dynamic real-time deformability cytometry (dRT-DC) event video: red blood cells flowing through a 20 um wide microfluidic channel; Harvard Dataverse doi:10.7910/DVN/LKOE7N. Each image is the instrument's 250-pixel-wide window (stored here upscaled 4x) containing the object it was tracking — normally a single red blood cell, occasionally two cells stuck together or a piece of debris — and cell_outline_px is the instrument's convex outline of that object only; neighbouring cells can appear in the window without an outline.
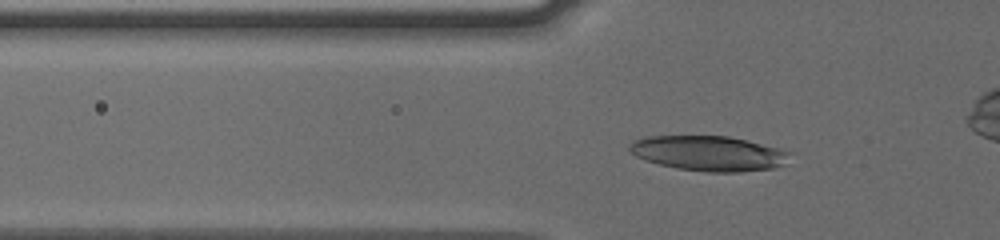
{"species": "human", "species_latin": "Homo sapiens", "temperature_condition": "cold", "stored_images_in_passage": 48, "camera_frame_rate_fps": 3000, "um_per_image_px": 0.085, "donor": {"sex": "male"}, "frame": {"image": 1, "passage_image": 17, "time_ms": 5.333, "image_size_px": [1000, 240], "cell_outline_px": [[792, 152], [784, 164], [772, 168], [740, 172], [708, 172], [680, 168], [660, 164], [644, 160], [636, 156], [628, 148], [636, 140], [648, 136], [728, 136], [780, 148]], "centroid_in_image_um": [60.28, 13.03], "position_along_channel_um": 65.5, "area_um2": 32.37}}
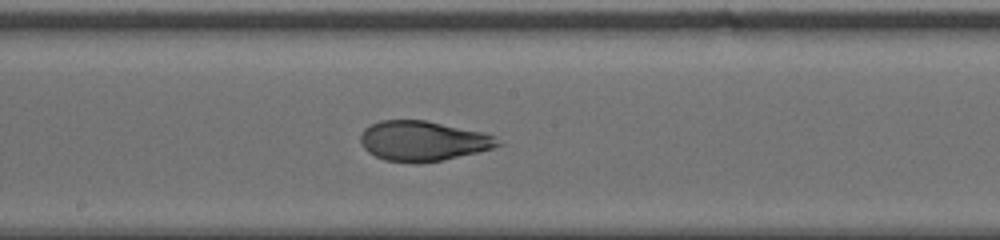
{"frame": {"image": 2, "passage_image": 29, "time_ms": 9.333, "image_size_px": [1000, 240], "cell_outline_px": [[504, 144], [492, 148], [476, 152], [440, 160], [420, 164], [416, 164], [384, 160], [368, 152], [364, 148], [360, 140], [360, 132], [364, 128], [380, 120], [424, 120], [480, 132], [492, 136]], "centroid_in_image_um": [35.88, 11.99], "position_along_channel_um": 212.3, "area_um2": 31.73}}
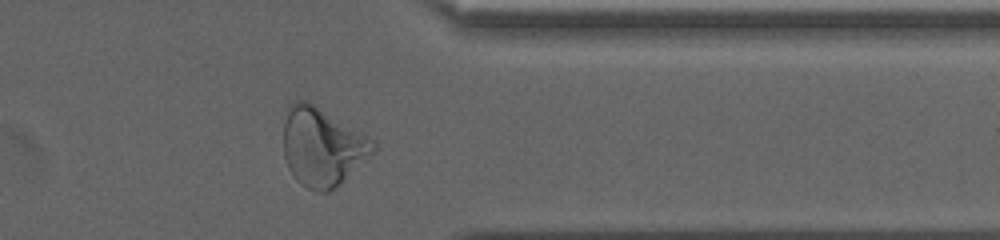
{"frame": {"image": 3, "passage_image": 43, "time_ms": 14.0, "image_size_px": [1000, 240], "cell_outline_px": [[376, 148], [372, 152], [328, 192], [316, 192], [300, 184], [296, 180], [288, 168], [284, 156], [284, 120], [288, 104], [296, 100], [308, 100], [376, 140]], "centroid_in_image_um": [27.34, 12.42], "position_along_channel_um": 384.1, "area_um2": 40.63}}